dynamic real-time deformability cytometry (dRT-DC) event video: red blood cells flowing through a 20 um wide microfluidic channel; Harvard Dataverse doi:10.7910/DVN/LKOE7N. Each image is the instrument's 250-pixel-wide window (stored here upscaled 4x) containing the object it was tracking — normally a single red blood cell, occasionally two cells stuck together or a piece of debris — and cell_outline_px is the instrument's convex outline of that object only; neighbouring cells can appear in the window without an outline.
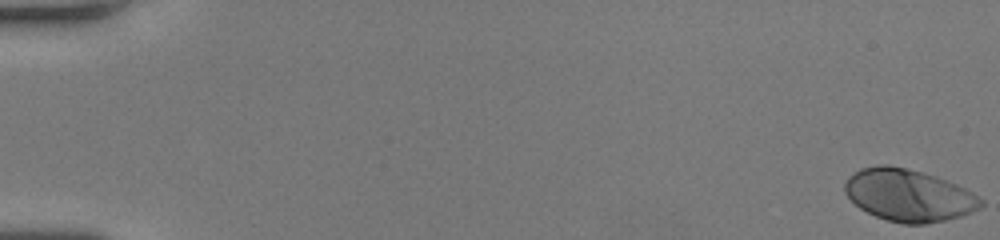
{"species": "human", "species_latin": "Homo sapiens", "temperature_condition": "room temperature", "stored_images_in_passage": 54, "camera_frame_rate_fps": 3000, "um_per_image_px": 0.085, "donor": {"sex": "female"}, "frame": {"image": 1, "passage_image": 1, "time_ms": 0.0, "image_size_px": [1000, 240], "cell_outline_px": [[984, 204], [980, 208], [972, 212], [960, 216], [944, 220], [924, 224], [904, 224], [888, 220], [876, 216], [860, 208], [844, 192], [844, 184], [848, 176], [860, 168], [876, 164], [888, 164], [908, 168], [924, 172], [936, 176], [956, 184], [972, 192], [984, 200]], "centroid_in_image_um": [77.23, 16.57], "position_along_channel_um": 7.8, "area_um2": 41.5}}
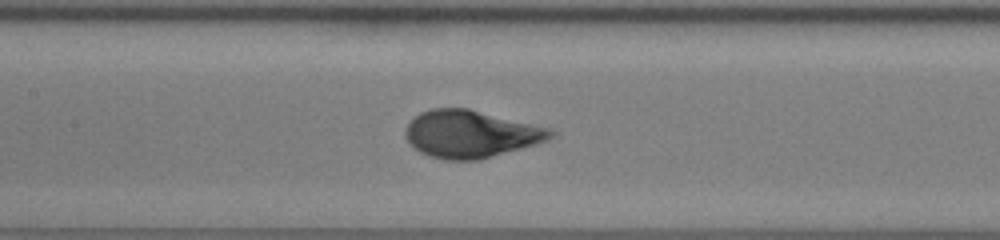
{"frame": {"image": 2, "passage_image": 27, "time_ms": 8.667, "image_size_px": [1000, 240], "cell_outline_px": [[556, 136], [548, 140], [536, 144], [476, 160], [444, 160], [428, 156], [420, 152], [404, 136], [404, 128], [420, 112], [432, 108], [468, 108], [552, 128], [556, 132]], "centroid_in_image_um": [40.03, 11.38], "position_along_channel_um": 167.4, "area_um2": 40.11}}
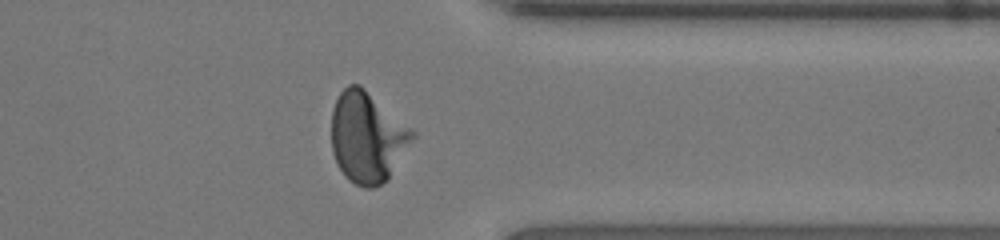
{"frame": {"image": 3, "passage_image": 43, "time_ms": 14.0, "image_size_px": [1000, 240], "cell_outline_px": [[416, 136], [388, 180], [372, 188], [364, 188], [348, 180], [344, 176], [332, 152], [332, 108], [340, 92], [348, 84], [360, 84], [416, 132]], "centroid_in_image_um": [31.23, 11.66], "position_along_channel_um": 380.2, "area_um2": 42.89}, "authors_computed_cell_mechanics": {"area_um2": 39.9109, "velocity_mm_per_s": 4.0764, "shape_relaxation_time_tau1_ms": 2.8257, "shape_relaxation_time_tau2_ms": null, "deformation_change_tau1": 0.1986, "deformation_change_tau2": null}}